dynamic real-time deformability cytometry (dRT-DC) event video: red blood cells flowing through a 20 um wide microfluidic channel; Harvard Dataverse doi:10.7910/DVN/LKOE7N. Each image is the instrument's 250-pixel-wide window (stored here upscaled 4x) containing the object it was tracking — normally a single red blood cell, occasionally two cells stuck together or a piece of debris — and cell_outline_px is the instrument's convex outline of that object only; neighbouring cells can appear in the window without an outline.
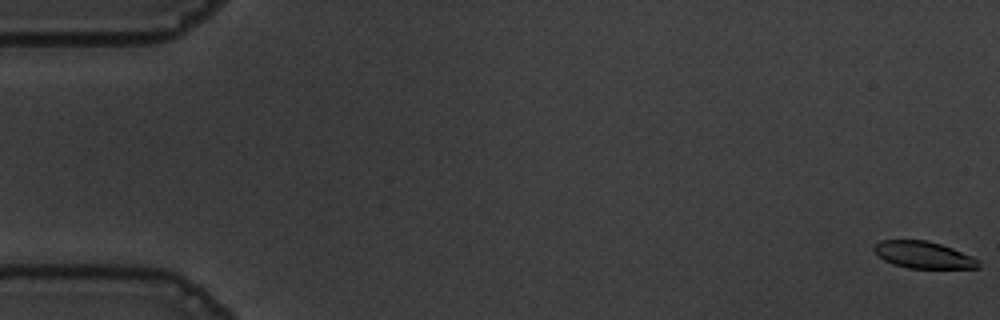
{"species": "common noctule bat (a hibernating species)", "species_latin": "Nyctalus noctula", "temperature_condition": "warm", "stored_images_in_passage": 57, "camera_frame_rate_fps": 3000, "um_per_image_px": 0.085, "animal": {"sex": "male", "body_mass_g": 19.5, "forearm_length_mm": 54.6}, "frame": {"image": 1, "passage_image": 1, "time_ms": 0.0, "image_size_px": [1000, 320], "cell_outline_px": [[980, 268], [908, 268], [892, 264], [884, 260], [872, 248], [880, 240], [928, 240], [952, 248], [972, 256], [980, 260]], "centroid_in_image_um": [78.51, 21.67], "position_along_channel_um": 6.5, "area_um2": 16.36}}
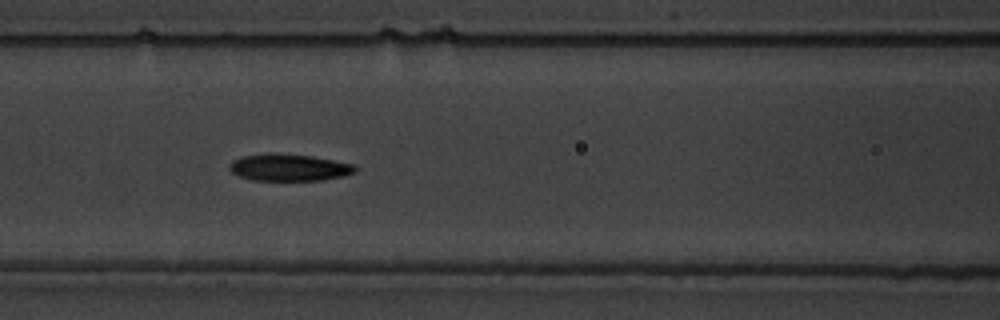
{"frame": {"image": 2, "passage_image": 25, "time_ms": 8.0, "image_size_px": [1000, 320], "cell_outline_px": [[356, 172], [344, 176], [324, 180], [252, 180], [240, 176], [232, 172], [228, 168], [228, 164], [232, 160], [240, 156], [312, 156], [356, 164]], "centroid_in_image_um": [24.63, 14.28], "position_along_channel_um": 142.0, "area_um2": 19.02}}
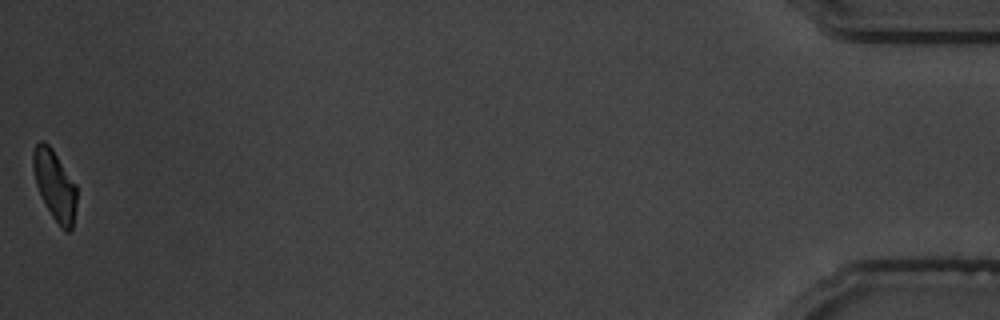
{"frame": {"image": 3, "passage_image": 57, "time_ms": 18.667, "image_size_px": [1000, 320], "cell_outline_px": [[76, 208], [72, 228], [68, 232], [64, 232], [52, 216], [36, 184], [32, 168], [32, 152], [36, 144], [40, 140], [44, 140], [52, 148], [76, 184]], "centroid_in_image_um": [4.65, 15.72], "position_along_channel_um": 430.5, "area_um2": 17.74}, "authors_computed_cell_mechanics": {"area_um2": 18.9584, "velocity_mm_per_s": 3.6087, "shape_relaxation_time_tau1_ms": 4.6788, "shape_relaxation_time_tau2_ms": 4.7437, "deformation_change_tau1": 0.1482, "deformation_change_tau2": 0.1165}}